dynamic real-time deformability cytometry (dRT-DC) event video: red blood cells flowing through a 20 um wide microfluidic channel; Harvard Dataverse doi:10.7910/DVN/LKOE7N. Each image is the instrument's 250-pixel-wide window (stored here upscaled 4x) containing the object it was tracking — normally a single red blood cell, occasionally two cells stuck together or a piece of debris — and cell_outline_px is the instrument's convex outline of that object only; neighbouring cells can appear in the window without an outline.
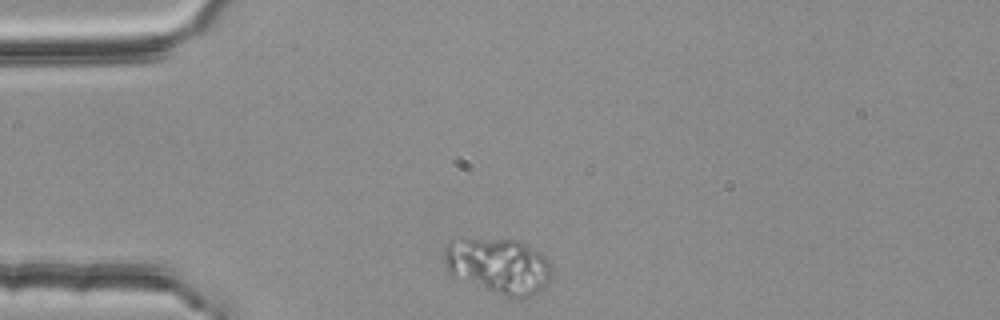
{"species": "common noctule bat (a hibernating species)", "species_latin": "Nyctalus noctula", "temperature_condition": "room temperature", "stored_images_in_passage": 33, "camera_frame_rate_fps": 3000, "um_per_image_px": 0.085, "animal": {"sex": "female", "body_mass_g": 25.1}, "frame": {"image": 1, "passage_image": 1, "time_ms": 0.0, "image_size_px": [1000, 320], "cell_outline_px": [[552, 272], [548, 284], [540, 292], [520, 300], [516, 300], [504, 296], [448, 272], [444, 268], [444, 248], [448, 244], [460, 236], [516, 240], [540, 252], [552, 264]], "centroid_in_image_um": [42.4, 22.57], "position_along_channel_um": 42.6, "area_um2": 35.43}}
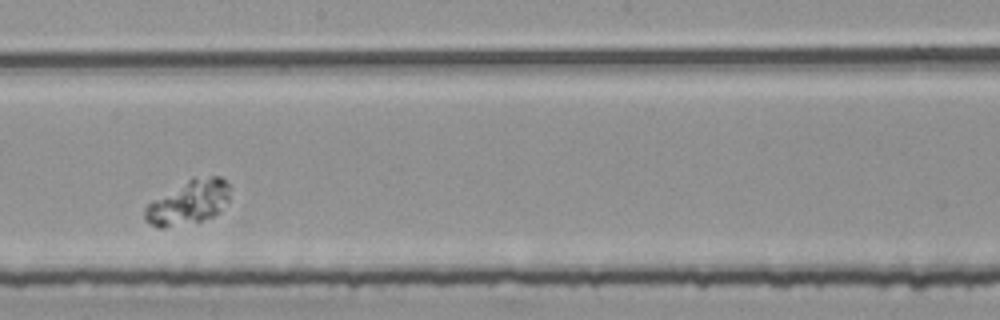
{"frame": {"image": 2, "passage_image": 19, "time_ms": 6.0, "image_size_px": [1000, 320], "cell_outline_px": [[232, 188], [228, 200], [220, 212], [212, 216], [200, 220], [164, 228], [160, 228], [144, 220], [144, 208], [148, 204], [192, 176], [220, 176]], "centroid_in_image_um": [16.06, 17.17], "position_along_channel_um": 232.1, "area_um2": 21.79}}
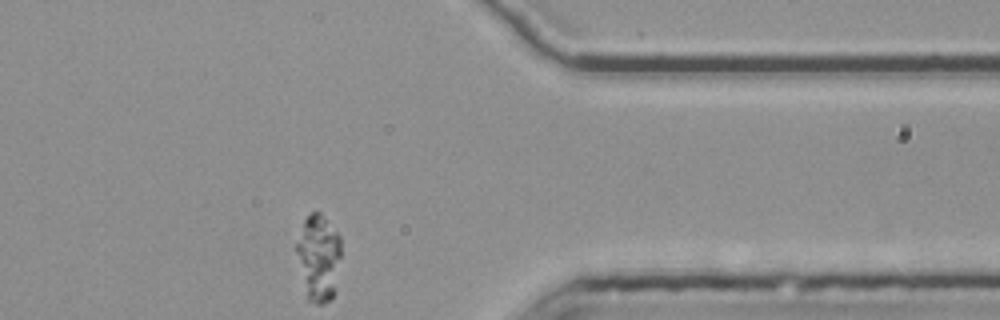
{"frame": {"image": 3, "passage_image": 33, "time_ms": 10.667, "image_size_px": [1000, 320], "cell_outline_px": [[340, 256], [332, 300], [324, 304], [316, 304], [308, 300], [296, 252], [296, 244], [304, 220], [312, 212], [320, 212], [324, 216], [340, 236]], "centroid_in_image_um": [27.08, 21.89], "position_along_channel_um": 384.3, "area_um2": 22.02}}